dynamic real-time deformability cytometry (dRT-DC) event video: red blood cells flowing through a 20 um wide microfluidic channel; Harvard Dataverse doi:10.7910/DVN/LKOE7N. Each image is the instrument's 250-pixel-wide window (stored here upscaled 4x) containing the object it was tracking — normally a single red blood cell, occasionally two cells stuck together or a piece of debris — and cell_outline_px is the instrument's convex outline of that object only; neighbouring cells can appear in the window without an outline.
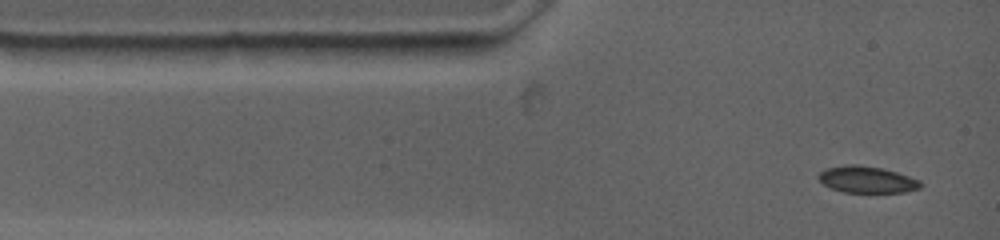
{"species": "common noctule bat (a hibernating species)", "species_latin": "Nyctalus noctula", "temperature_condition": "warm", "stored_images_in_passage": 12, "camera_frame_rate_fps": 4500, "um_per_image_px": 0.085, "animal": {"sex": "female", "body_mass_g": 19.0, "forearm_length_mm": 53.3}, "frame": {"image": 1, "passage_image": 1, "time_ms": 0.0, "image_size_px": [1000, 240], "cell_outline_px": [[920, 188], [904, 192], [844, 192], [832, 188], [824, 184], [820, 180], [820, 172], [828, 168], [848, 164], [856, 164], [880, 168], [896, 172], [916, 180], [920, 184]], "centroid_in_image_um": [73.66, 15.26], "position_along_channel_um": 11.3, "area_um2": 15.26}}
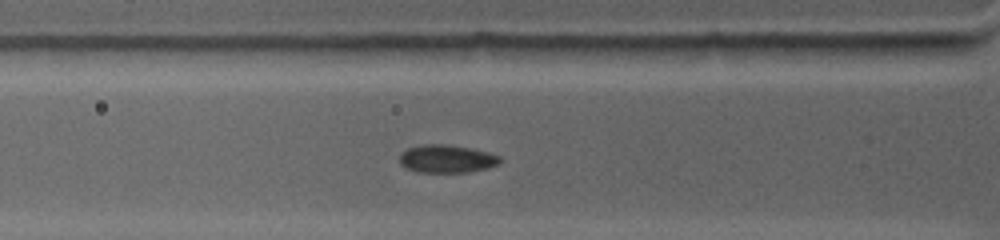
{"frame": {"image": 2, "passage_image": 6, "time_ms": 2.889, "image_size_px": [1000, 240], "cell_outline_px": [[500, 160], [496, 164], [488, 168], [468, 172], [420, 172], [408, 168], [400, 164], [400, 152], [408, 148], [420, 144], [448, 144], [488, 152], [500, 156]], "centroid_in_image_um": [37.94, 13.49], "position_along_channel_um": 87.9, "area_um2": 16.24}}
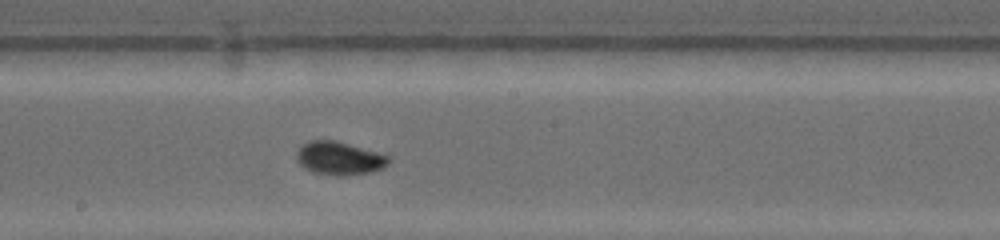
{"frame": {"image": 3, "passage_image": 12, "time_ms": 6.444, "image_size_px": [1000, 240], "cell_outline_px": [[392, 160], [384, 168], [372, 172], [340, 176], [312, 172], [304, 168], [296, 160], [296, 152], [304, 144], [312, 140], [336, 140], [376, 152], [388, 156]], "centroid_in_image_um": [28.85, 13.46], "position_along_channel_um": 219.4, "area_um2": 17.8}}